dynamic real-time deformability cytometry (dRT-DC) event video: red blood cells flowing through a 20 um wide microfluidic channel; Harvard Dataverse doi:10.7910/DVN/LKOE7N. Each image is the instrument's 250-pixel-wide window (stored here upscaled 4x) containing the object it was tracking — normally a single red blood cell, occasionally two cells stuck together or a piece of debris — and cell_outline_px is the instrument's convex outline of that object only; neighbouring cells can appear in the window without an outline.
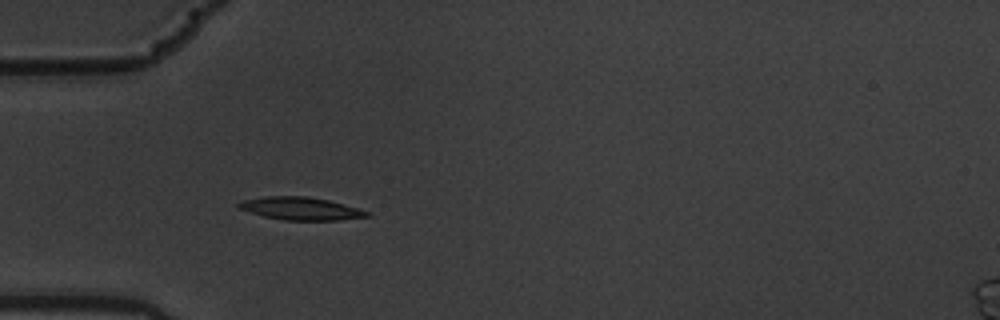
{"species": "common noctule bat (a hibernating species)", "species_latin": "Nyctalus noctula", "temperature_condition": "warm", "stored_images_in_passage": 2, "camera_frame_rate_fps": 3000, "um_per_image_px": 0.085, "animal": {"sex": "male", "body_mass_g": 19.5, "forearm_length_mm": 54.6}, "frame": {"image": 1, "passage_image": 2, "time_ms": 0.333, "image_size_px": [1000, 320], "cell_outline_px": [[372, 216], [336, 220], [284, 220], [264, 216], [236, 208], [236, 204], [244, 200], [264, 196], [308, 196], [328, 200], [356, 208], [368, 212]], "centroid_in_image_um": [25.51, 17.72], "position_along_channel_um": 59.5, "area_um2": 16.88}}